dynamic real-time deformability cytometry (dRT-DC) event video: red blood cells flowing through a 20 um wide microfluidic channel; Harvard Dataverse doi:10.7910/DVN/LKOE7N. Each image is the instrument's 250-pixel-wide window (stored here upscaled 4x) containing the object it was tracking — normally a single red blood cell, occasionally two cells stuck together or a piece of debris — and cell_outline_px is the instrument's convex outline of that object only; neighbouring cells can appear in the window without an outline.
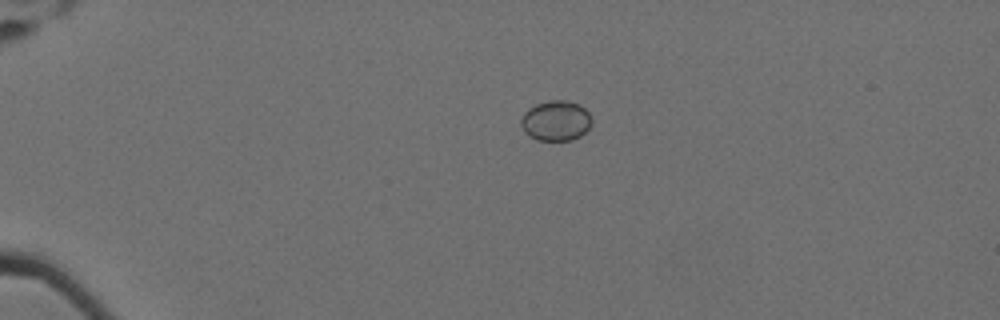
{"species": "Egyptian fruit bat (a non-hibernating species)", "species_latin": "Rousettus aegyptiacus", "temperature_condition": "cold", "stored_images_in_passage": 47, "camera_frame_rate_fps": 3000, "um_per_image_px": 0.085, "animal": {"sex": "female"}, "frame": {"image": 1, "passage_image": 2, "time_ms": 0.333, "image_size_px": [1000, 320], "cell_outline_px": [[592, 124], [580, 136], [572, 140], [536, 140], [528, 136], [524, 132], [520, 124], [520, 120], [524, 112], [528, 108], [536, 104], [548, 100], [564, 100], [580, 104], [588, 112], [592, 120]], "centroid_in_image_um": [47.22, 10.26], "position_along_channel_um": 37.8, "area_um2": 16.76}}
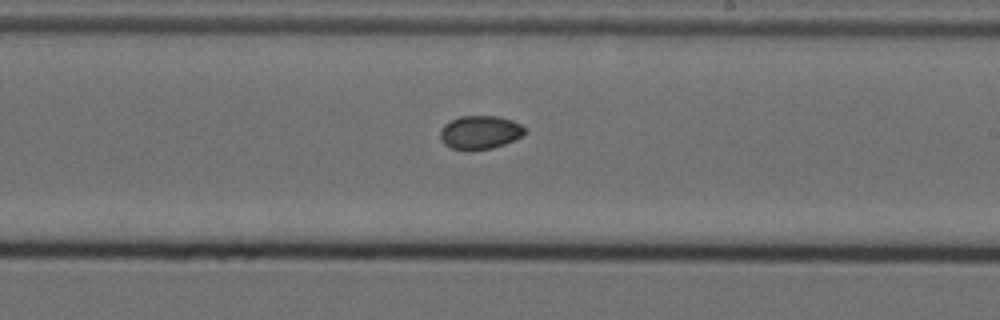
{"frame": {"image": 2, "passage_image": 25, "time_ms": 8.0, "image_size_px": [1000, 320], "cell_outline_px": [[524, 132], [520, 136], [504, 144], [492, 148], [468, 152], [452, 148], [444, 144], [440, 140], [440, 128], [444, 124], [460, 116], [500, 116], [512, 120], [520, 124], [524, 128]], "centroid_in_image_um": [40.74, 11.26], "position_along_channel_um": 248.3, "area_um2": 16.65}}
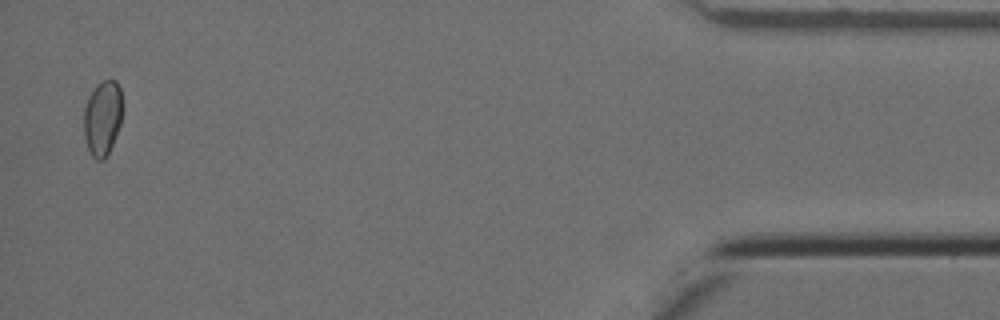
{"frame": {"image": 3, "passage_image": 46, "time_ms": 15.0, "image_size_px": [1000, 320], "cell_outline_px": [[124, 112], [120, 124], [112, 144], [104, 160], [96, 160], [92, 156], [88, 148], [84, 136], [84, 108], [88, 96], [96, 84], [100, 80], [116, 80], [120, 88], [124, 108]], "centroid_in_image_um": [8.73, 9.98], "position_along_channel_um": 426.5, "area_um2": 17.22}}